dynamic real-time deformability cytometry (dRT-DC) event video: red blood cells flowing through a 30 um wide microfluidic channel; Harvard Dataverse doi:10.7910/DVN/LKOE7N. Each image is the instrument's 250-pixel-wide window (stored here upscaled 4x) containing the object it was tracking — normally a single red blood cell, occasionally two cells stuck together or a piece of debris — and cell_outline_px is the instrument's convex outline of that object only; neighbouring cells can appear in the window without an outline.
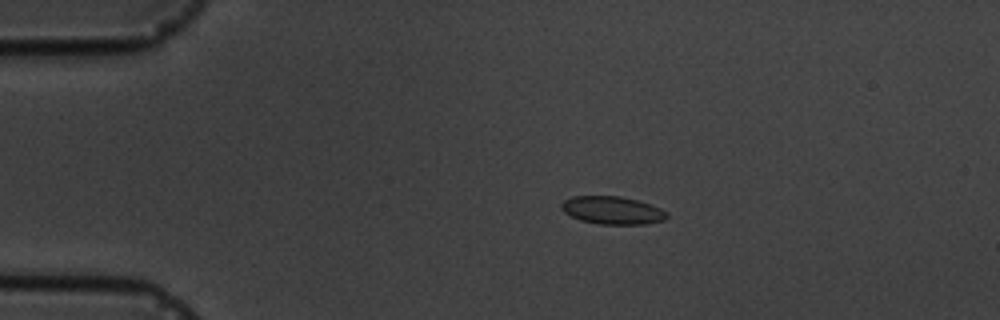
{"species": "common noctule bat (a hibernating species)", "species_latin": "Nyctalus noctula", "temperature_condition": "cold", "stored_images_in_passage": 9, "camera_frame_rate_fps": 3000, "um_per_image_px": 0.085, "animal": {"sex": "male", "body_mass_g": 19.5, "forearm_length_mm": 54.6}, "frame": {"image": 1, "passage_image": 3, "time_ms": 3.333, "image_size_px": [1000, 320], "cell_outline_px": [[668, 216], [664, 220], [648, 224], [600, 224], [580, 220], [564, 212], [560, 208], [560, 204], [564, 200], [572, 196], [620, 196], [636, 200], [660, 208], [668, 212]], "centroid_in_image_um": [52.04, 17.88], "position_along_channel_um": 33.0, "area_um2": 17.11}}
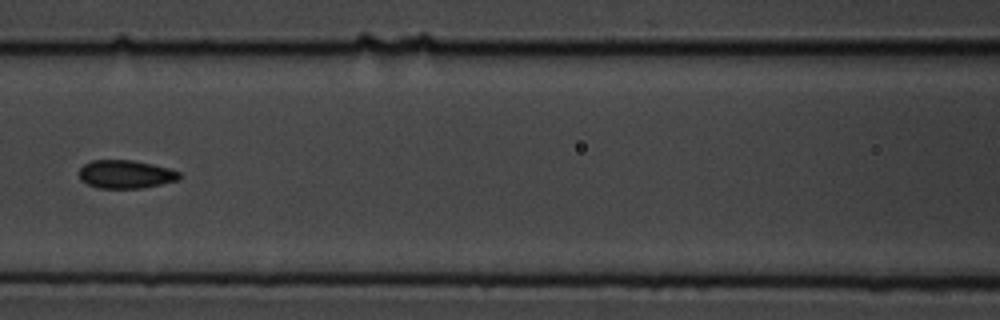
{"frame": {"image": 2, "passage_image": 7, "time_ms": 8.0, "image_size_px": [1000, 320], "cell_outline_px": [[180, 180], [140, 188], [96, 188], [80, 180], [80, 168], [84, 164], [92, 160], [132, 160], [152, 164], [168, 168], [180, 172]], "centroid_in_image_um": [10.67, 14.81], "position_along_channel_um": 155.9, "area_um2": 16.47}}
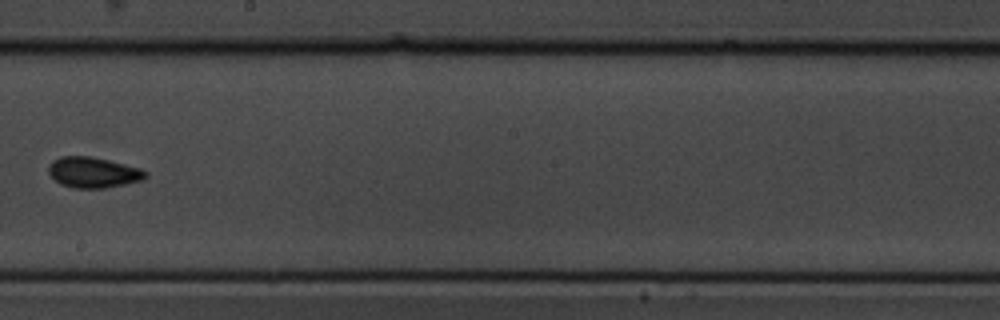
{"frame": {"image": 3, "passage_image": 9, "time_ms": 10.333, "image_size_px": [1000, 320], "cell_outline_px": [[148, 176], [144, 180], [104, 188], [72, 188], [60, 184], [48, 172], [48, 168], [52, 160], [60, 156], [88, 156], [108, 160], [140, 168], [148, 172]], "centroid_in_image_um": [7.93, 14.66], "position_along_channel_um": 240.3, "area_um2": 17.34}}